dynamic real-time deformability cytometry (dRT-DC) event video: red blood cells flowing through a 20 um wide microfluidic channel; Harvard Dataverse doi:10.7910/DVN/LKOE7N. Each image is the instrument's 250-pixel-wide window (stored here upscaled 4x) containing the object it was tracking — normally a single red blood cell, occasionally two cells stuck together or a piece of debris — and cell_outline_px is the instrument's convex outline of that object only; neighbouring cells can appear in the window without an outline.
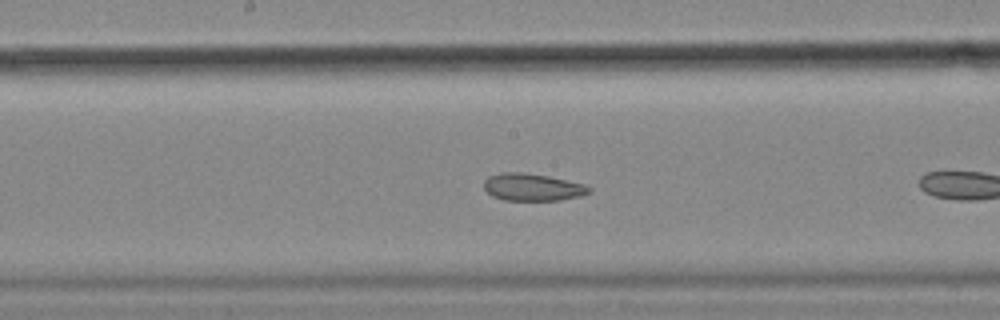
{"species": "common noctule bat (a hibernating species)", "species_latin": "Nyctalus noctula", "temperature_condition": "cold", "stored_images_in_passage": 10, "camera_frame_rate_fps": 3000, "um_per_image_px": 0.085, "animal": {"sex": "female", "body_mass_g": 18.4}, "frame": {"image": 1, "passage_image": 9, "time_ms": 2.667, "image_size_px": [1000, 320], "cell_outline_px": [[592, 192], [580, 196], [560, 200], [504, 200], [492, 196], [484, 188], [484, 180], [488, 176], [500, 172], [520, 172], [548, 176], [584, 184], [592, 188]], "centroid_in_image_um": [45.26, 15.91], "position_along_channel_um": 202.9, "area_um2": 16.76}}